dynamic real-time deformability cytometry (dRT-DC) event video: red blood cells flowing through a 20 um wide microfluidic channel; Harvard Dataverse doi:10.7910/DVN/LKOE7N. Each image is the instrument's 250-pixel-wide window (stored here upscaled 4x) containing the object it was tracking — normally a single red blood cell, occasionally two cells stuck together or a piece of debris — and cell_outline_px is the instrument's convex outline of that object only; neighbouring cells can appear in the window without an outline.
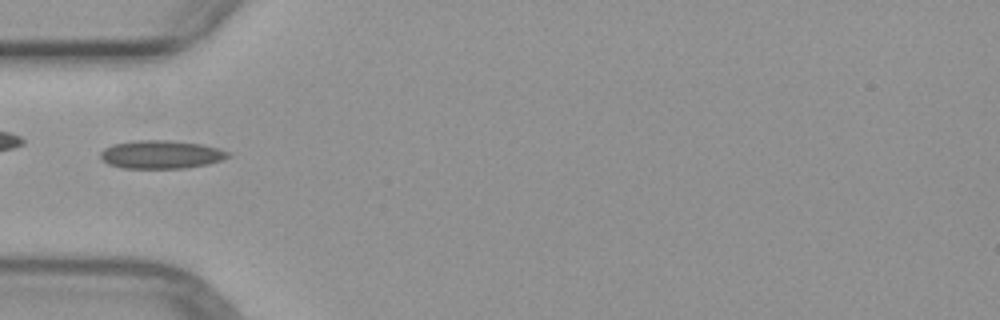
{"species": "common noctule bat (a hibernating species)", "species_latin": "Nyctalus noctula", "temperature_condition": "warm", "stored_images_in_passage": 5, "camera_frame_rate_fps": 3000, "um_per_image_px": 0.085, "animal": {"sex": "female", "body_mass_g": 29.2, "forearm_length_mm": 56.3}, "frame": {"image": 1, "passage_image": 5, "time_ms": 5.0, "image_size_px": [1000, 320], "cell_outline_px": [[232, 156], [208, 164], [184, 168], [124, 168], [108, 164], [100, 160], [100, 152], [104, 148], [112, 144], [136, 140], [168, 140], [200, 144], [216, 148], [228, 152]], "centroid_in_image_um": [13.64, 13.13], "position_along_channel_um": 71.4, "area_um2": 20.98}}